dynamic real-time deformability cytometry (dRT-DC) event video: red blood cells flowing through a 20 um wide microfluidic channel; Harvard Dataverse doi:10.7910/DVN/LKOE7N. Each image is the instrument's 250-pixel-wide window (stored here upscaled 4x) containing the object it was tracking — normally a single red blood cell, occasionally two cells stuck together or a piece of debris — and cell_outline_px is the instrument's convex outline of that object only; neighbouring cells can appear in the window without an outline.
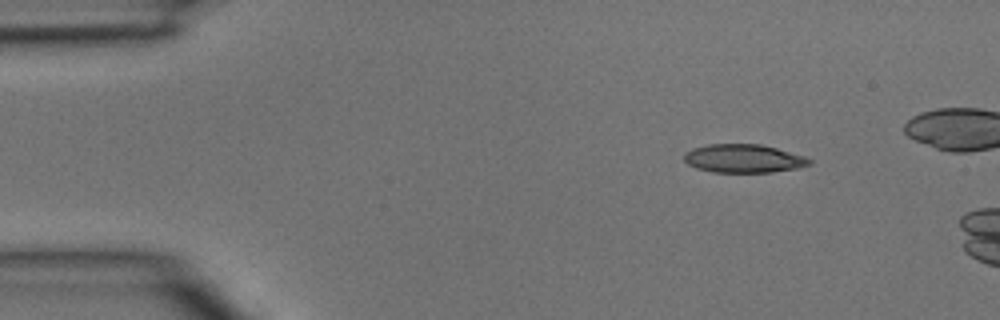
{"species": "common noctule bat (a hibernating species)", "species_latin": "Nyctalus noctula", "temperature_condition": "room temperature", "stored_images_in_passage": 3, "camera_frame_rate_fps": 3000, "um_per_image_px": 0.085, "animal": {"sex": "male", "body_mass_g": 15.6}, "frame": {"image": 1, "passage_image": 1, "time_ms": 0.0, "image_size_px": [1000, 320], "cell_outline_px": [[812, 164], [800, 168], [772, 172], [712, 172], [696, 168], [688, 164], [684, 160], [684, 152], [692, 148], [708, 144], [760, 144], [776, 148], [804, 156], [812, 160]], "centroid_in_image_um": [63.2, 13.47], "position_along_channel_um": 21.8, "area_um2": 20.87}}